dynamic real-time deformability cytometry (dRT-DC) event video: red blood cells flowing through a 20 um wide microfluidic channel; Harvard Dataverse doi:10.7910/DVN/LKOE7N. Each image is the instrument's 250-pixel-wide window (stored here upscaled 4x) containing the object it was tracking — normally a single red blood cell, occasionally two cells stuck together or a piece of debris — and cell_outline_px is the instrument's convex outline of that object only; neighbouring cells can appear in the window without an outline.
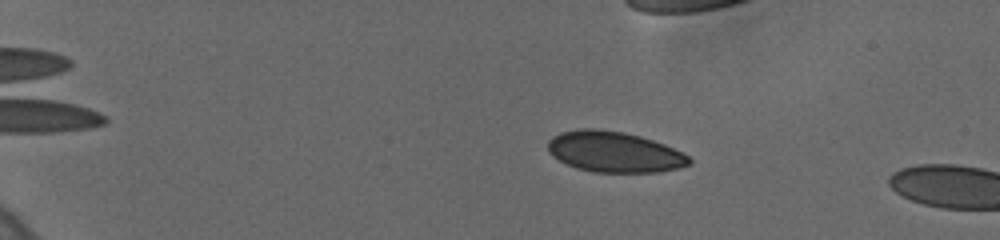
{"species": "human", "species_latin": "Homo sapiens", "temperature_condition": "cold", "stored_images_in_passage": 18, "camera_frame_rate_fps": 3000, "um_per_image_px": 0.085, "donor": {"sex": "female"}, "frame": {"image": 1, "passage_image": 12, "time_ms": 2.667, "image_size_px": [1000, 240], "cell_outline_px": [[692, 164], [680, 168], [660, 172], [592, 172], [576, 168], [552, 156], [548, 152], [548, 140], [552, 136], [560, 132], [580, 128], [592, 128], [624, 132], [640, 136], [664, 144], [688, 156], [692, 160]], "centroid_in_image_um": [52.2, 12.91], "position_along_channel_um": 32.8, "area_um2": 33.64}}